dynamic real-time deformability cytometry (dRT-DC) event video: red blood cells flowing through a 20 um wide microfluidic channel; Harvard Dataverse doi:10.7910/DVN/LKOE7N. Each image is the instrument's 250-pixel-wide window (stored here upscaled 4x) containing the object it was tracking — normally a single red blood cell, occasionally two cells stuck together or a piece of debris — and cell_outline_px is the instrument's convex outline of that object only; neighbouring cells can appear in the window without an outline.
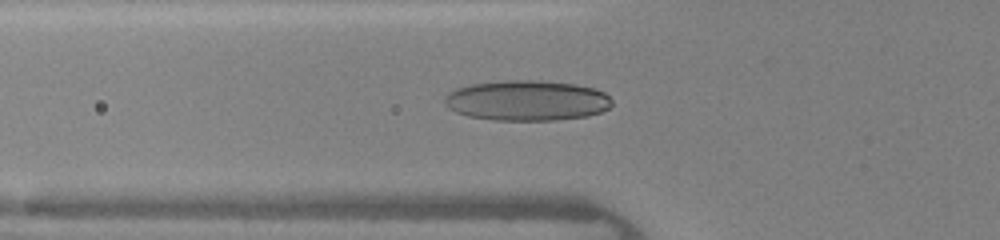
{"species": "human", "species_latin": "Homo sapiens", "temperature_condition": "warm", "stored_images_in_passage": 31, "camera_frame_rate_fps": 3000, "um_per_image_px": 0.085, "donor": {"sex": "female"}, "frame": {"image": 1, "passage_image": 6, "time_ms": 1.667, "image_size_px": [1000, 240], "cell_outline_px": [[612, 104], [608, 108], [600, 112], [588, 116], [556, 120], [492, 120], [468, 116], [456, 112], [448, 108], [444, 104], [444, 96], [448, 92], [456, 88], [472, 84], [504, 80], [536, 80], [576, 84], [592, 88], [604, 92], [612, 100]], "centroid_in_image_um": [44.76, 8.54], "position_along_channel_um": 81.0, "area_um2": 39.54}}
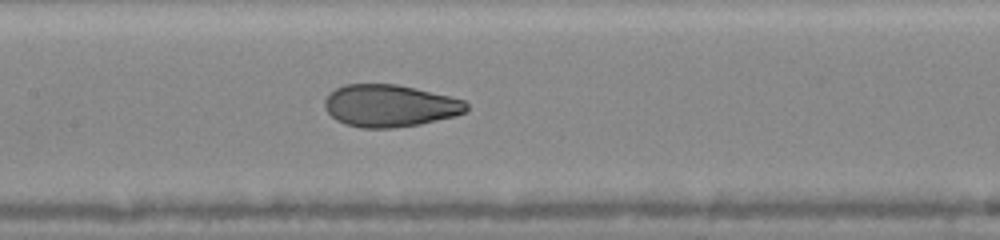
{"frame": {"image": 2, "passage_image": 12, "time_ms": 3.667, "image_size_px": [1000, 240], "cell_outline_px": [[468, 108], [464, 112], [456, 116], [420, 124], [392, 128], [360, 128], [344, 124], [336, 120], [324, 108], [324, 100], [328, 92], [344, 84], [396, 84], [448, 96], [464, 100], [468, 104]], "centroid_in_image_um": [33.09, 8.99], "position_along_channel_um": 174.3, "area_um2": 34.97}}
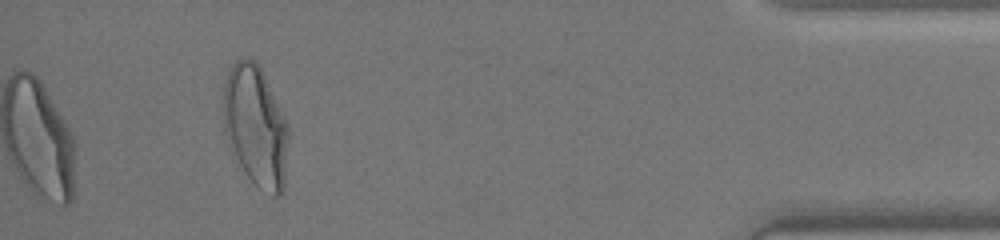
{"frame": {"image": 3, "passage_image": 31, "time_ms": 10.0, "image_size_px": [1000, 240], "cell_outline_px": [[288, 136], [284, 188], [280, 196], [272, 196], [260, 188], [248, 176], [240, 164], [224, 128], [224, 84], [228, 72], [232, 64], [240, 56], [248, 56], [256, 60], [260, 64], [288, 124]], "centroid_in_image_um": [21.75, 10.64], "position_along_channel_um": 413.4, "area_um2": 45.6}}